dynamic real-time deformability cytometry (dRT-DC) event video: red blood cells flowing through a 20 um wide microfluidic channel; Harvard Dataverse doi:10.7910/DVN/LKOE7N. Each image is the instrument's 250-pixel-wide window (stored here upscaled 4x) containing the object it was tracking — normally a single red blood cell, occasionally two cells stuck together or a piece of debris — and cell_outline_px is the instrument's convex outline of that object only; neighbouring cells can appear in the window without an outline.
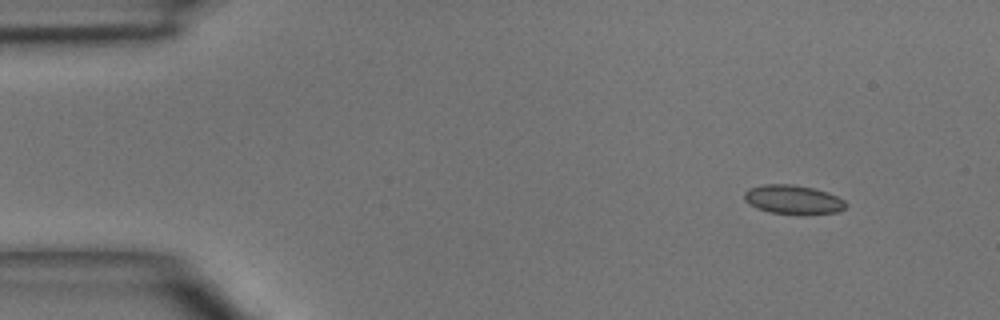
{"species": "common noctule bat (a hibernating species)", "species_latin": "Nyctalus noctula", "temperature_condition": "room temperature", "stored_images_in_passage": 3, "camera_frame_rate_fps": 3000, "um_per_image_px": 0.085, "animal": {"sex": "male", "body_mass_g": 15.6}, "frame": {"image": 1, "passage_image": 1, "time_ms": 0.0, "image_size_px": [1000, 320], "cell_outline_px": [[848, 204], [844, 208], [836, 212], [768, 212], [756, 208], [748, 204], [744, 200], [744, 192], [748, 188], [764, 184], [792, 184], [812, 188], [828, 192], [844, 200]], "centroid_in_image_um": [67.34, 16.92], "position_along_channel_um": 17.7, "area_um2": 16.65}}
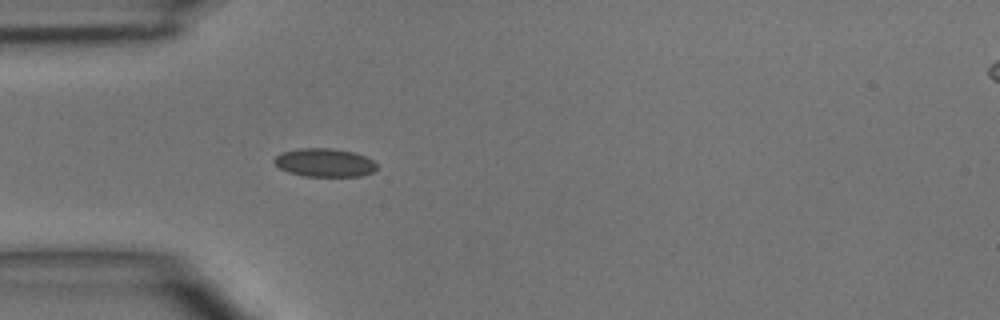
{"frame": {"image": 2, "passage_image": 3, "time_ms": 3.0, "image_size_px": [1000, 320], "cell_outline_px": [[376, 168], [372, 172], [360, 176], [304, 176], [288, 172], [280, 168], [272, 160], [280, 152], [300, 148], [332, 148], [352, 152], [364, 156], [372, 160], [376, 164]], "centroid_in_image_um": [27.55, 13.82], "position_along_channel_um": 57.5, "area_um2": 16.88}}